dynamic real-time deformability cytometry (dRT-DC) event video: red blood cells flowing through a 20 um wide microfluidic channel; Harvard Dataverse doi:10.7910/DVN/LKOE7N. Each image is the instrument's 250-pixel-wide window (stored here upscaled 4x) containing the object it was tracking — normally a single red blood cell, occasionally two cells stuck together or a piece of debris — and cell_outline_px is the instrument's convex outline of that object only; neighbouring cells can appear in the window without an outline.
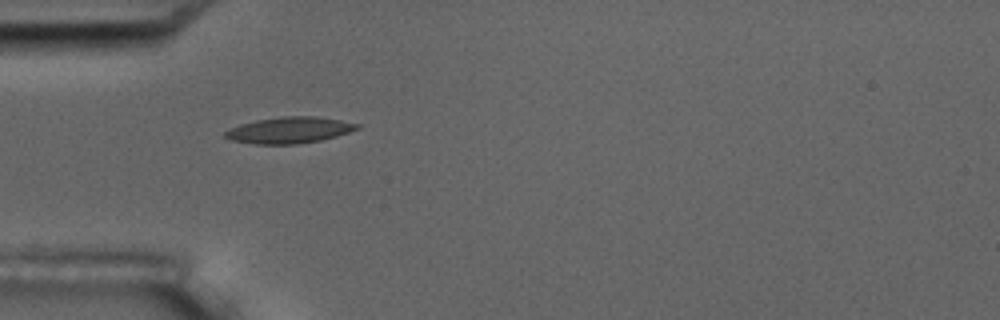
{"species": "common noctule bat (a hibernating species)", "species_latin": "Nyctalus noctula", "temperature_condition": "room temperature", "stored_images_in_passage": 2, "camera_frame_rate_fps": 3000, "um_per_image_px": 0.085, "animal": {"sex": "male", "body_mass_g": 17.5, "forearm_length_mm": 52.3}, "frame": {"image": 1, "passage_image": 1, "time_ms": 0.0, "image_size_px": [1000, 320], "cell_outline_px": [[360, 128], [336, 136], [320, 140], [296, 144], [256, 144], [232, 140], [224, 136], [224, 132], [240, 124], [256, 120], [280, 116], [316, 116], [340, 120], [360, 124]], "centroid_in_image_um": [24.6, 11.05], "position_along_channel_um": 60.4, "area_um2": 20.06}}